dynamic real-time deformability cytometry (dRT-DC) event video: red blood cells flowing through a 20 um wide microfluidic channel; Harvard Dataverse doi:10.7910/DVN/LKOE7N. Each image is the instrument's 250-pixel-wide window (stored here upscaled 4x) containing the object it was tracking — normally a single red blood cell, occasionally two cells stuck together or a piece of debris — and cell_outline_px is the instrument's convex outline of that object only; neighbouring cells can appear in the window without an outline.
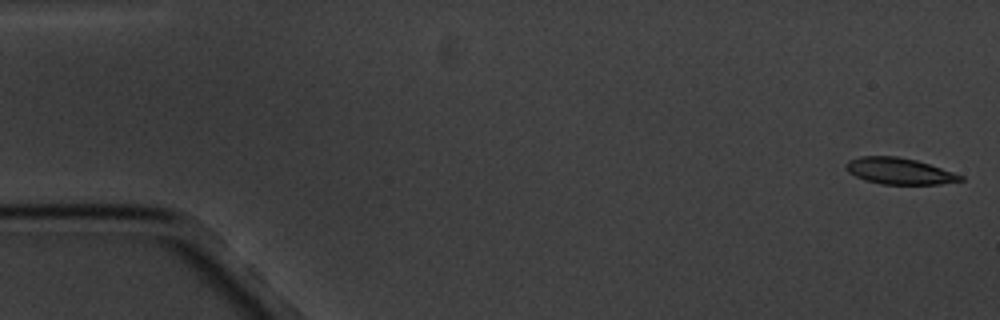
{"species": "common noctule bat (a hibernating species)", "species_latin": "Nyctalus noctula", "temperature_condition": "cold", "stored_images_in_passage": 5, "camera_frame_rate_fps": 3000, "um_per_image_px": 0.085, "animal": {"sex": "male", "body_mass_g": 20.1, "forearm_length_mm": 53.5}, "frame": {"image": 1, "passage_image": 1, "time_ms": 0.0, "image_size_px": [1000, 320], "cell_outline_px": [[964, 180], [940, 184], [880, 184], [864, 180], [848, 172], [844, 168], [844, 164], [848, 160], [860, 156], [896, 156], [916, 160], [964, 176]], "centroid_in_image_um": [76.38, 14.54], "position_along_channel_um": 8.6, "area_um2": 17.57}}